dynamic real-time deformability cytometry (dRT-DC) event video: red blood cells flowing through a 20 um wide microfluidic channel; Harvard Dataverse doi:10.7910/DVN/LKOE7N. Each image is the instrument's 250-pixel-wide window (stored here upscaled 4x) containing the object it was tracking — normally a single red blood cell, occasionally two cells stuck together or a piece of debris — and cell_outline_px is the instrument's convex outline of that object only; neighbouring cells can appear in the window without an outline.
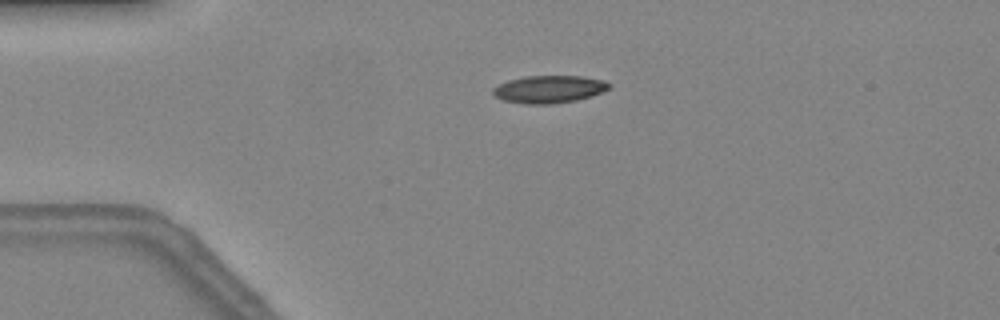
{"species": "common noctule bat (a hibernating species)", "species_latin": "Nyctalus noctula", "temperature_condition": "warm", "stored_images_in_passage": 39, "camera_frame_rate_fps": 3000, "um_per_image_px": 0.085, "animal": {"sex": "female", "body_mass_g": 24.6, "forearm_length_mm": 56.2}, "frame": {"image": 1, "passage_image": 3, "time_ms": 0.667, "image_size_px": [1000, 320], "cell_outline_px": [[612, 88], [592, 96], [576, 100], [552, 104], [524, 104], [504, 100], [496, 96], [492, 92], [492, 88], [508, 80], [524, 76], [580, 76], [604, 80], [612, 84]], "centroid_in_image_um": [46.71, 7.58], "position_along_channel_um": 38.3, "area_um2": 18.73}}
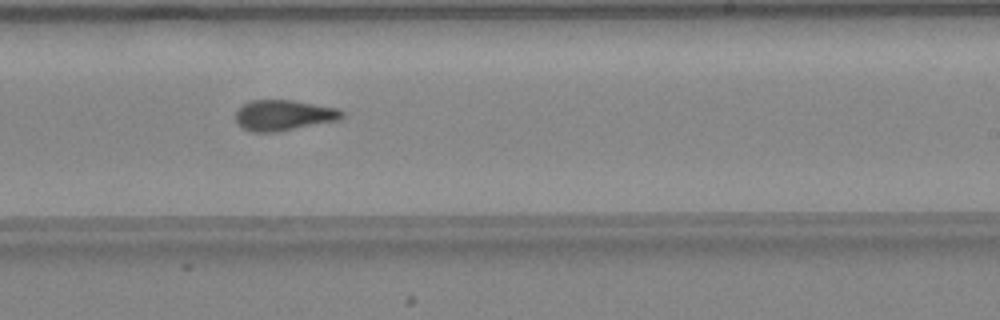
{"frame": {"image": 2, "passage_image": 21, "time_ms": 6.667, "image_size_px": [1000, 320], "cell_outline_px": [[344, 116], [340, 120], [276, 132], [252, 132], [240, 128], [236, 120], [236, 112], [244, 104], [252, 100], [292, 100], [340, 108], [344, 112]], "centroid_in_image_um": [24.14, 9.8], "position_along_channel_um": 264.9, "area_um2": 19.13}}
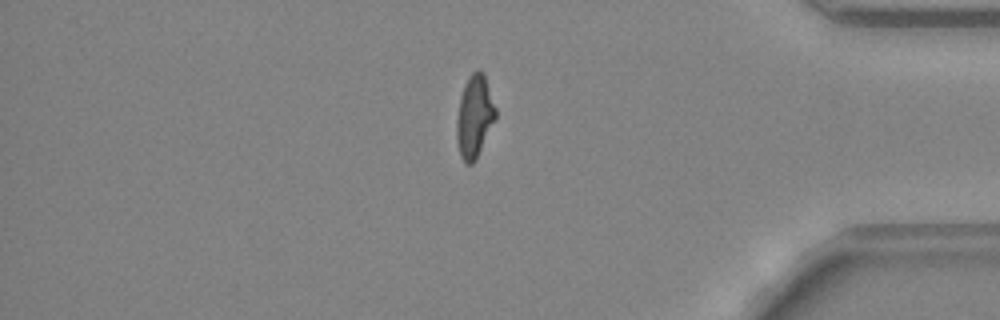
{"frame": {"image": 3, "passage_image": 32, "time_ms": 10.333, "image_size_px": [1000, 320], "cell_outline_px": [[496, 120], [472, 164], [468, 164], [460, 156], [456, 140], [456, 120], [460, 96], [464, 84], [468, 76], [476, 68], [480, 68], [484, 72], [496, 108]], "centroid_in_image_um": [40.33, 9.83], "position_along_channel_um": 394.9, "area_um2": 18.9}, "authors_computed_cell_mechanics": {"area_um2": 18.9006, "velocity_mm_per_s": 4.3435, "shape_relaxation_time_tau1_ms": null, "shape_relaxation_time_tau2_ms": 2.0997, "deformation_change_tau1": null, "deformation_change_tau2": 0.1039}}